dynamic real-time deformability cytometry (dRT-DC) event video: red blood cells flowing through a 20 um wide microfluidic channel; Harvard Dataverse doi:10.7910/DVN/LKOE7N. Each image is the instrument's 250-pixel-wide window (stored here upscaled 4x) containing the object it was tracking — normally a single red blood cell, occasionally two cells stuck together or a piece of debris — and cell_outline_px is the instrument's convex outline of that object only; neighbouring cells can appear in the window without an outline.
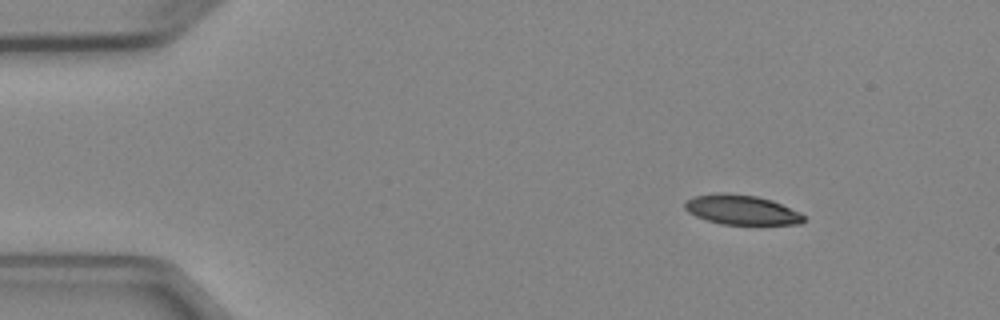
{"species": "Egyptian fruit bat (a non-hibernating species)", "species_latin": "Rousettus aegyptiacus", "temperature_condition": "cold", "stored_images_in_passage": 4, "camera_frame_rate_fps": 3000, "um_per_image_px": 0.085, "animal": {"sex": "female"}, "frame": {"image": 1, "passage_image": 1, "time_ms": 0.0, "image_size_px": [1000, 320], "cell_outline_px": [[804, 220], [800, 224], [720, 224], [696, 216], [688, 212], [684, 208], [684, 204], [692, 196], [716, 192], [724, 192], [756, 196], [772, 200], [800, 212], [804, 216]], "centroid_in_image_um": [63.0, 17.82], "position_along_channel_um": 22.0, "area_um2": 20.58}}
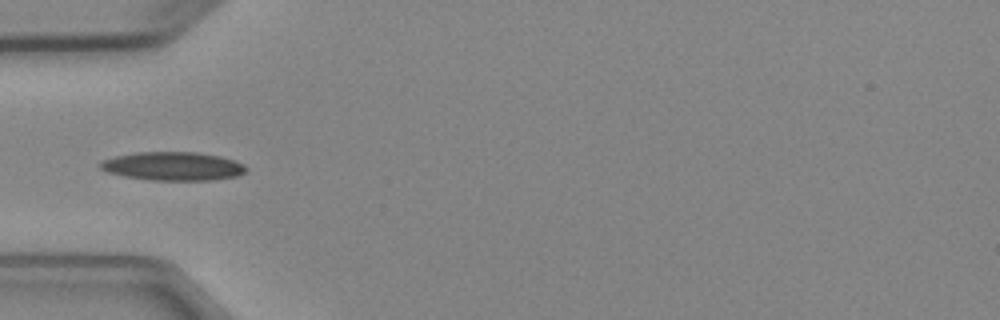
{"frame": {"image": 2, "passage_image": 4, "time_ms": 3.333, "image_size_px": [1000, 320], "cell_outline_px": [[248, 168], [244, 172], [236, 176], [212, 180], [152, 180], [124, 176], [108, 172], [100, 168], [96, 164], [100, 160], [116, 156], [136, 152], [196, 152], [220, 156], [244, 164]], "centroid_in_image_um": [14.66, 14.12], "position_along_channel_um": 70.3, "area_um2": 24.28}}